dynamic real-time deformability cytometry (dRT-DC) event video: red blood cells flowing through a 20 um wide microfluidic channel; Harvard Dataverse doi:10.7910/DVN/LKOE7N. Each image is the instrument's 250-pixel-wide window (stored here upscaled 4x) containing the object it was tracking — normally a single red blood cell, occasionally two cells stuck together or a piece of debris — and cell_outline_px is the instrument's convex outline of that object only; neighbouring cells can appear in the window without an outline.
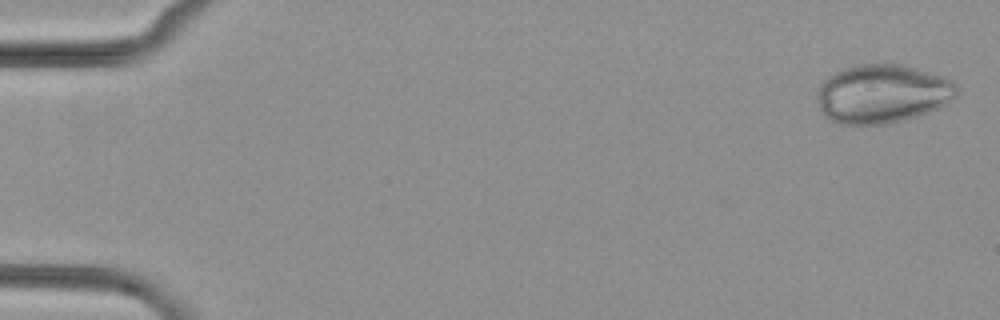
{"species": "common noctule bat (a hibernating species)", "species_latin": "Nyctalus noctula", "temperature_condition": "cold", "stored_images_in_passage": 49, "camera_frame_rate_fps": 3000, "um_per_image_px": 0.085, "animal": {"sex": "female", "body_mass_g": 29.2, "forearm_length_mm": 56.3}, "frame": {"image": 1, "passage_image": 1, "time_ms": 0.0, "image_size_px": [1000, 320], "cell_outline_px": [[956, 96], [944, 104], [928, 112], [904, 120], [888, 124], [840, 124], [824, 116], [816, 100], [816, 92], [820, 84], [828, 76], [840, 68], [856, 64], [904, 64], [944, 76], [952, 80], [956, 84]], "centroid_in_image_um": [74.96, 7.95], "position_along_channel_um": 10.0, "area_um2": 48.15}}
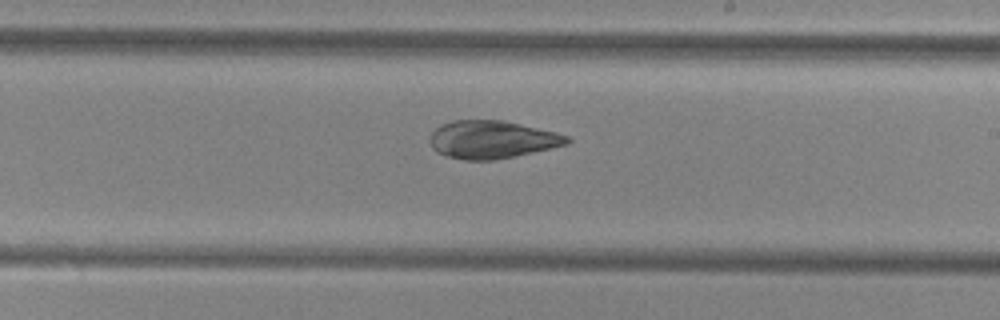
{"frame": {"image": 2, "passage_image": 31, "time_ms": 10.0, "image_size_px": [1000, 320], "cell_outline_px": [[572, 140], [568, 144], [552, 148], [516, 156], [496, 160], [464, 160], [448, 156], [436, 152], [432, 148], [428, 140], [428, 136], [440, 124], [452, 120], [504, 120], [556, 132], [568, 136]], "centroid_in_image_um": [41.8, 11.86], "position_along_channel_um": 247.2, "area_um2": 30.58}}
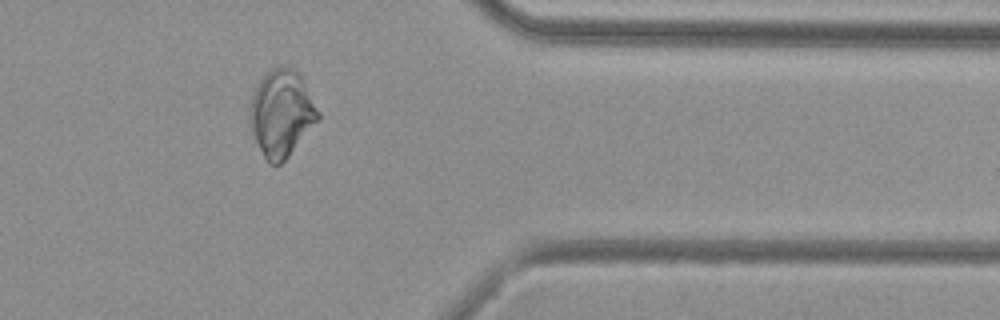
{"frame": {"image": 3, "passage_image": 43, "time_ms": 14.0, "image_size_px": [1000, 320], "cell_outline_px": [[320, 120], [288, 156], [276, 168], [268, 164], [248, 124], [248, 116], [252, 96], [260, 80], [272, 68], [280, 64], [288, 64], [304, 80], [320, 112]], "centroid_in_image_um": [23.94, 9.63], "position_along_channel_um": 387.5, "area_um2": 34.85}}